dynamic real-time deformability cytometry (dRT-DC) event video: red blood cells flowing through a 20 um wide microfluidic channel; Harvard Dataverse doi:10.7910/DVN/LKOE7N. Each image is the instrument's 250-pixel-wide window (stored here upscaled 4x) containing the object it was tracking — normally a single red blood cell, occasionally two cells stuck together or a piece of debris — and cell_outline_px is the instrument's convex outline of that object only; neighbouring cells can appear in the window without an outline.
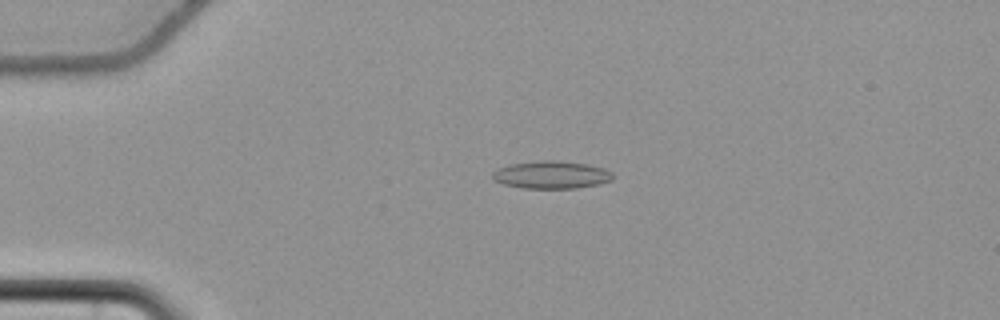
{"species": "common noctule bat (a hibernating species)", "species_latin": "Nyctalus noctula", "temperature_condition": "cold", "stored_images_in_passage": 58, "camera_frame_rate_fps": 3000, "um_per_image_px": 0.085, "animal": {"sex": "female", "body_mass_g": 22.7, "forearm_length_mm": 54.2}, "frame": {"image": 1, "passage_image": 15, "time_ms": 4.667, "image_size_px": [1000, 320], "cell_outline_px": [[612, 180], [596, 184], [576, 188], [520, 188], [504, 184], [492, 180], [492, 172], [500, 168], [512, 164], [540, 160], [556, 160], [588, 164], [604, 168], [612, 172]], "centroid_in_image_um": [46.85, 14.85], "position_along_channel_um": 38.1, "area_um2": 19.31}}
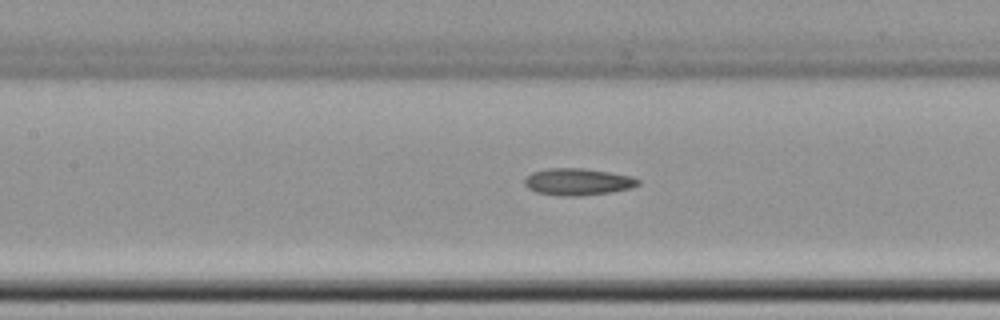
{"frame": {"image": 2, "passage_image": 28, "time_ms": 9.0, "image_size_px": [1000, 320], "cell_outline_px": [[640, 184], [628, 188], [608, 192], [580, 196], [560, 196], [536, 192], [528, 188], [524, 184], [524, 180], [532, 172], [548, 168], [584, 168], [632, 176], [640, 180]], "centroid_in_image_um": [49.08, 15.45], "position_along_channel_um": 158.3, "area_um2": 17.69}}
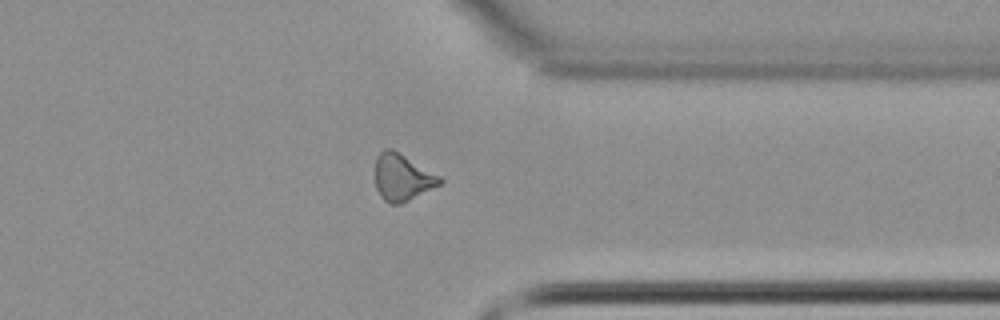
{"frame": {"image": 3, "passage_image": 46, "time_ms": 15.0, "image_size_px": [1000, 320], "cell_outline_px": [[444, 180], [440, 184], [400, 204], [388, 204], [380, 196], [376, 188], [376, 156], [384, 148], [392, 148], [440, 176]], "centroid_in_image_um": [34.17, 15.07], "position_along_channel_um": 377.2, "area_um2": 17.46}, "authors_computed_cell_mechanics": {"area_um2": 17.629, "velocity_mm_per_s": 3.7099, "shape_relaxation_time_tau1_ms": 6.3828, "shape_relaxation_time_tau2_ms": 5.0456, "deformation_change_tau1": 0.1115, "deformation_change_tau2": 0.1346}}